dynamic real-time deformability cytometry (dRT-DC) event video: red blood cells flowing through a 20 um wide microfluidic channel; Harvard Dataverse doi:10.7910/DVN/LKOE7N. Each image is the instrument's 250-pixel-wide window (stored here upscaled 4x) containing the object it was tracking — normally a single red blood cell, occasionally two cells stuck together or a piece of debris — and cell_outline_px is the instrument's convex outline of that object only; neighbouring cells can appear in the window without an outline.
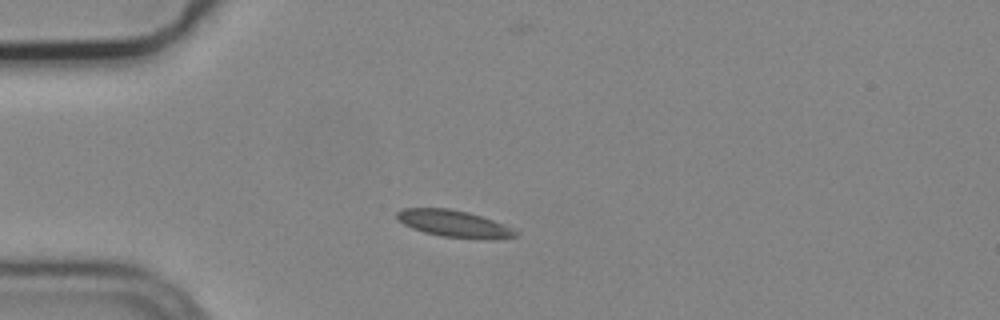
{"species": "common noctule bat (a hibernating species)", "species_latin": "Nyctalus noctula", "temperature_condition": "cold", "stored_images_in_passage": 3, "camera_frame_rate_fps": 3000, "um_per_image_px": 0.085, "animal": {"sex": "male", "body_mass_g": 19.2, "forearm_length_mm": 51.8}, "frame": {"image": 1, "passage_image": 3, "time_ms": 0.667, "image_size_px": [1000, 320], "cell_outline_px": [[520, 232], [516, 236], [492, 240], [484, 240], [444, 236], [424, 232], [412, 228], [404, 224], [396, 216], [396, 212], [404, 208], [452, 208], [468, 212], [516, 228]], "centroid_in_image_um": [38.66, 19.02], "position_along_channel_um": 46.3, "area_um2": 18.73}}